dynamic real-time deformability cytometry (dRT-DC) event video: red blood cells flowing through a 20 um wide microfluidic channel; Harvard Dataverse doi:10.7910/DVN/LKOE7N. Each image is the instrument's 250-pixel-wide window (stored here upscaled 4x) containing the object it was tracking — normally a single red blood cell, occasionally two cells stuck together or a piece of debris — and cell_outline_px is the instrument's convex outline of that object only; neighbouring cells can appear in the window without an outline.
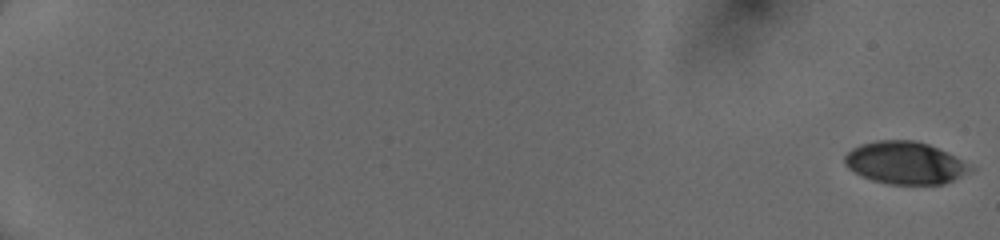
{"species": "human", "species_latin": "Homo sapiens", "temperature_condition": "cold", "stored_images_in_passage": 54, "camera_frame_rate_fps": 3000, "um_per_image_px": 0.085, "donor": {"sex": "female"}, "frame": {"image": 1, "passage_image": 1, "time_ms": 0.0, "image_size_px": [1000, 240], "cell_outline_px": [[976, 168], [944, 184], [888, 184], [872, 180], [848, 168], [844, 164], [844, 156], [852, 148], [860, 144], [876, 140], [916, 140], [928, 144]], "centroid_in_image_um": [76.89, 13.84], "position_along_channel_um": 8.1, "area_um2": 30.63}}
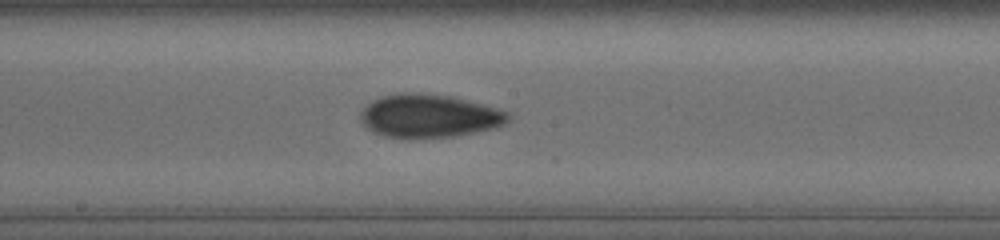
{"frame": {"image": 2, "passage_image": 33, "time_ms": 10.667, "image_size_px": [1000, 240], "cell_outline_px": [[508, 120], [504, 124], [496, 128], [456, 136], [384, 136], [372, 132], [360, 120], [360, 112], [372, 100], [380, 96], [400, 92], [424, 92], [452, 96], [496, 108], [508, 112]], "centroid_in_image_um": [36.46, 9.82], "position_along_channel_um": 211.7, "area_um2": 36.88}}
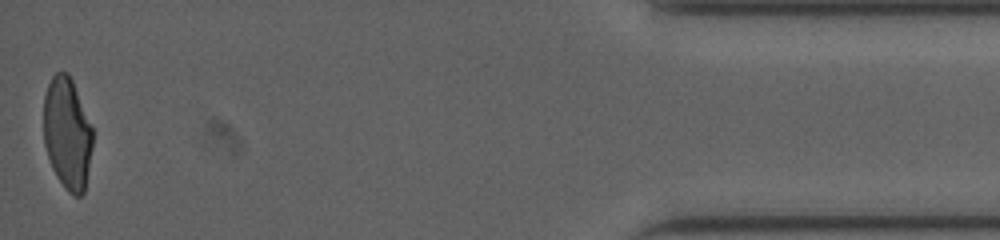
{"frame": {"image": 3, "passage_image": 54, "time_ms": 17.667, "image_size_px": [1000, 240], "cell_outline_px": [[92, 148], [84, 192], [80, 196], [72, 196], [64, 188], [56, 176], [52, 168], [44, 144], [44, 96], [48, 84], [52, 76], [56, 72], [68, 72], [72, 80], [92, 128]], "centroid_in_image_um": [5.7, 11.36], "position_along_channel_um": 429.5, "area_um2": 31.85}, "authors_computed_cell_mechanics": {"area_um2": 33.8419, "velocity_mm_per_s": 4.0646, "shape_relaxation_time_tau1_ms": null, "shape_relaxation_time_tau2_ms": 2.968, "deformation_change_tau1": null, "deformation_change_tau2": 0.091}}